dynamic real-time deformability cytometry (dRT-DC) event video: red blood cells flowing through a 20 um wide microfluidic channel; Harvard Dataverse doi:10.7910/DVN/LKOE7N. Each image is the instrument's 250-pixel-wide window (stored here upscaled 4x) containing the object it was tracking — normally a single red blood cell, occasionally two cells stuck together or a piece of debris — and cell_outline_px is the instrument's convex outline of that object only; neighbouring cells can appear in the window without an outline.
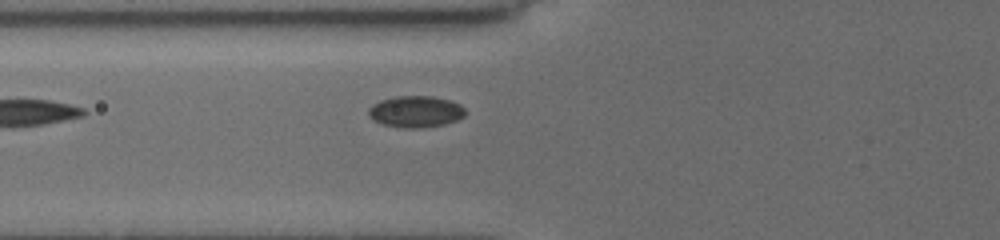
{"species": "common noctule bat (a hibernating species)", "species_latin": "Nyctalus noctula", "temperature_condition": "cold", "stored_images_in_passage": 4, "camera_frame_rate_fps": 3000, "um_per_image_px": 0.085, "animal": {"sex": "female", "body_mass_g": 19.5, "forearm_length_mm": 54.1}, "frame": {"image": 1, "passage_image": 2, "time_ms": 0.667, "image_size_px": [1000, 240], "cell_outline_px": [[464, 116], [456, 120], [444, 124], [420, 128], [400, 128], [384, 124], [372, 120], [368, 116], [368, 108], [372, 104], [380, 100], [396, 96], [432, 96], [448, 100], [460, 104], [464, 108]], "centroid_in_image_um": [35.28, 9.49], "position_along_channel_um": 90.5, "area_um2": 17.8}}
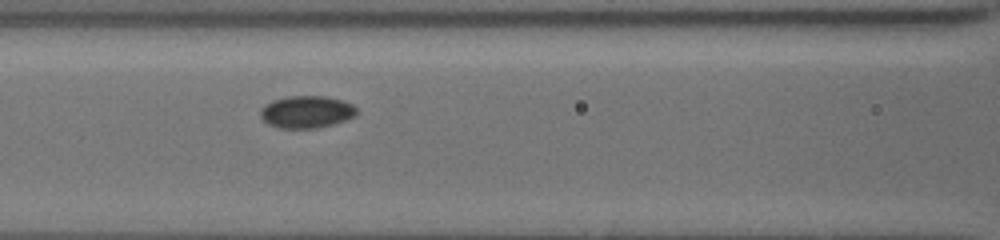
{"frame": {"image": 2, "passage_image": 4, "time_ms": 2.0, "image_size_px": [1000, 240], "cell_outline_px": [[356, 116], [332, 124], [316, 128], [280, 128], [268, 124], [260, 116], [260, 108], [264, 104], [272, 100], [288, 96], [324, 96], [344, 100], [352, 104], [356, 108]], "centroid_in_image_um": [26.03, 9.5], "position_along_channel_um": 140.6, "area_um2": 18.15}}